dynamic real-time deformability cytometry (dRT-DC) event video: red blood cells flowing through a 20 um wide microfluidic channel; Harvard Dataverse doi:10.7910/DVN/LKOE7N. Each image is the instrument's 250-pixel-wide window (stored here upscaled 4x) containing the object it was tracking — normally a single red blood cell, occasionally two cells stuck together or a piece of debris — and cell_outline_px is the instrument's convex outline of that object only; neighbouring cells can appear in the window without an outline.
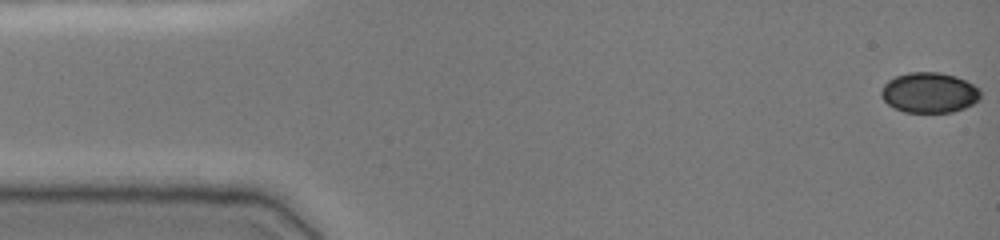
{"species": "common noctule bat (a hibernating species)", "species_latin": "Nyctalus noctula", "temperature_condition": "cold", "stored_images_in_passage": 9, "camera_frame_rate_fps": 3000, "um_per_image_px": 0.085, "animal": {"sex": "female", "body_mass_g": 19.0, "forearm_length_mm": 51.5}, "frame": {"image": 1, "passage_image": 1, "time_ms": 0.0, "image_size_px": [1000, 240], "cell_outline_px": [[980, 100], [964, 108], [952, 112], [904, 112], [888, 104], [880, 96], [880, 92], [884, 84], [888, 80], [896, 76], [908, 72], [940, 72], [956, 76], [980, 88]], "centroid_in_image_um": [78.99, 7.87], "position_along_channel_um": 6.0, "area_um2": 23.41}}